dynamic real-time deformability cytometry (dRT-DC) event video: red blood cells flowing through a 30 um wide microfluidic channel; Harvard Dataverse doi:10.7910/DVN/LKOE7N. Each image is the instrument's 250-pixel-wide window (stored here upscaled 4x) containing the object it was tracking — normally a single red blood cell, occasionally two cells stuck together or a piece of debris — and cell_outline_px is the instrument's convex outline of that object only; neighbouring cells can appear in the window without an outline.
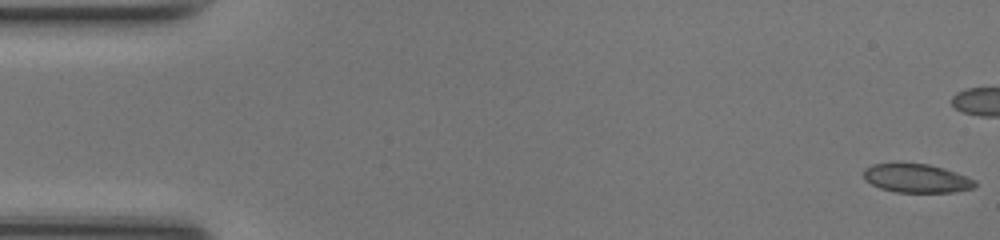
{"species": "common noctule bat (a hibernating species)", "species_latin": "Nyctalus noctula", "temperature_condition": "room temperature", "stored_images_in_passage": 39, "camera_frame_rate_fps": 3000, "um_per_image_px": 0.085, "animal": {"sex": "female", "body_mass_g": 17.0, "forearm_length_mm": 48.0}, "frame": {"image": 1, "passage_image": 1, "time_ms": 0.0, "image_size_px": [1000, 240], "cell_outline_px": [[976, 188], [956, 192], [896, 192], [880, 188], [864, 180], [864, 168], [872, 164], [928, 164], [944, 168], [956, 172], [976, 180]], "centroid_in_image_um": [77.94, 15.17], "position_along_channel_um": 7.1, "area_um2": 18.61}}
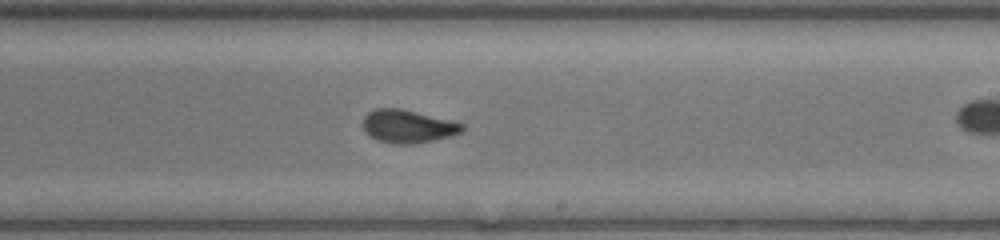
{"frame": {"image": 2, "passage_image": 29, "time_ms": 9.333, "image_size_px": [1000, 240], "cell_outline_px": [[464, 128], [460, 132], [452, 136], [412, 144], [392, 144], [376, 140], [368, 136], [364, 128], [364, 116], [368, 112], [376, 108], [400, 108], [464, 124]], "centroid_in_image_um": [34.62, 10.75], "position_along_channel_um": 254.4, "area_um2": 18.96}}
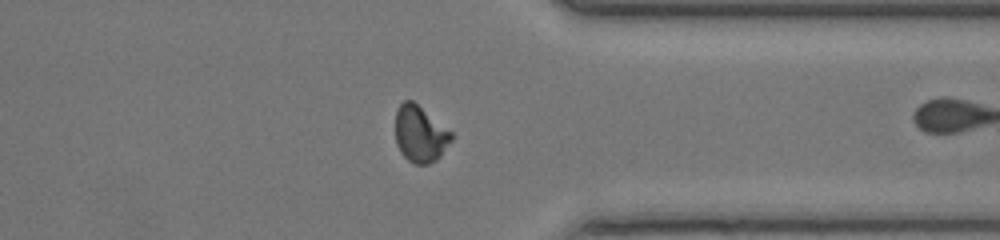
{"frame": {"image": 3, "passage_image": 38, "time_ms": 12.333, "image_size_px": [1000, 240], "cell_outline_px": [[456, 136], [440, 156], [436, 160], [428, 164], [416, 164], [408, 160], [400, 152], [396, 144], [396, 108], [404, 100], [412, 100], [452, 132]], "centroid_in_image_um": [35.72, 11.4], "position_along_channel_um": 375.7, "area_um2": 18.5}}